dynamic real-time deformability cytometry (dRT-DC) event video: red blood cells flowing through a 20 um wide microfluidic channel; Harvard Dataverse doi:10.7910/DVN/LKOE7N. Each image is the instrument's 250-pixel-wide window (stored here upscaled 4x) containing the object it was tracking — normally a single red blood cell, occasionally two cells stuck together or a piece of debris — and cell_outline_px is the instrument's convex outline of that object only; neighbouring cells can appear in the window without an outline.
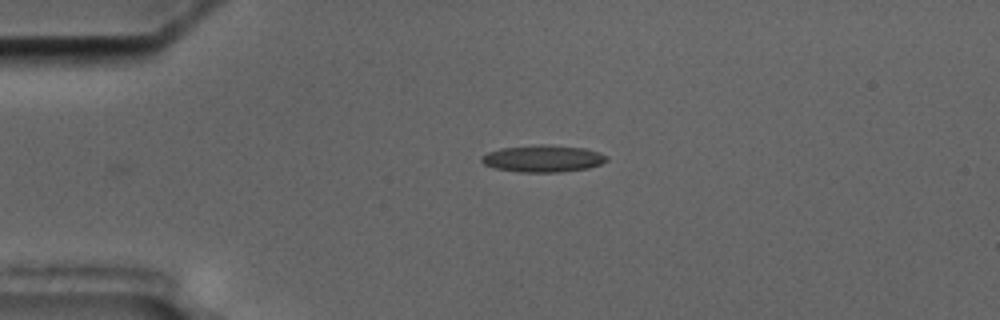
{"species": "common noctule bat (a hibernating species)", "species_latin": "Nyctalus noctula", "temperature_condition": "cold", "stored_images_in_passage": 2, "camera_frame_rate_fps": 3000, "um_per_image_px": 0.085, "animal": {"sex": "male", "body_mass_g": 17.5, "forearm_length_mm": 52.3}, "frame": {"image": 1, "passage_image": 1, "time_ms": 0.0, "image_size_px": [1000, 320], "cell_outline_px": [[608, 160], [600, 164], [588, 168], [560, 172], [520, 172], [496, 168], [484, 164], [480, 160], [480, 156], [488, 152], [500, 148], [536, 144], [540, 144], [584, 148], [600, 152], [608, 156]], "centroid_in_image_um": [46.15, 13.47], "position_along_channel_um": 38.9, "area_um2": 19.71}}